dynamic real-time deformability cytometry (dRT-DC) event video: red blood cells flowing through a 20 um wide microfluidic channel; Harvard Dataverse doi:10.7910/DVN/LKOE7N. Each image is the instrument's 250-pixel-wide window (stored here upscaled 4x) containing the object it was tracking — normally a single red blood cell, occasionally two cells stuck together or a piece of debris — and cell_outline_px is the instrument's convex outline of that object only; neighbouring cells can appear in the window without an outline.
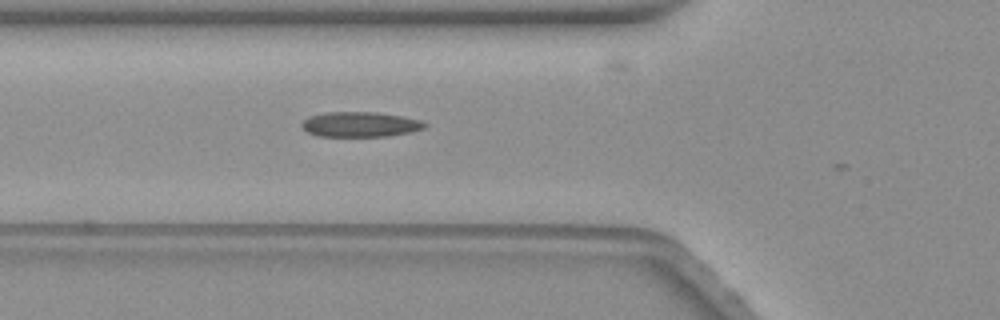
{"species": "common noctule bat (a hibernating species)", "species_latin": "Nyctalus noctula", "temperature_condition": "warm", "stored_images_in_passage": 4, "camera_frame_rate_fps": 3000, "um_per_image_px": 0.085, "animal": {"sex": "female", "body_mass_g": 19.3, "forearm_length_mm": 54.1}, "frame": {"image": 1, "passage_image": 3, "time_ms": 0.667, "image_size_px": [1000, 320], "cell_outline_px": [[428, 124], [424, 128], [412, 132], [388, 136], [316, 136], [308, 132], [304, 128], [304, 120], [312, 116], [328, 112], [376, 112], [400, 116], [420, 120]], "centroid_in_image_um": [30.67, 10.58], "position_along_channel_um": 95.1, "area_um2": 17.69}}